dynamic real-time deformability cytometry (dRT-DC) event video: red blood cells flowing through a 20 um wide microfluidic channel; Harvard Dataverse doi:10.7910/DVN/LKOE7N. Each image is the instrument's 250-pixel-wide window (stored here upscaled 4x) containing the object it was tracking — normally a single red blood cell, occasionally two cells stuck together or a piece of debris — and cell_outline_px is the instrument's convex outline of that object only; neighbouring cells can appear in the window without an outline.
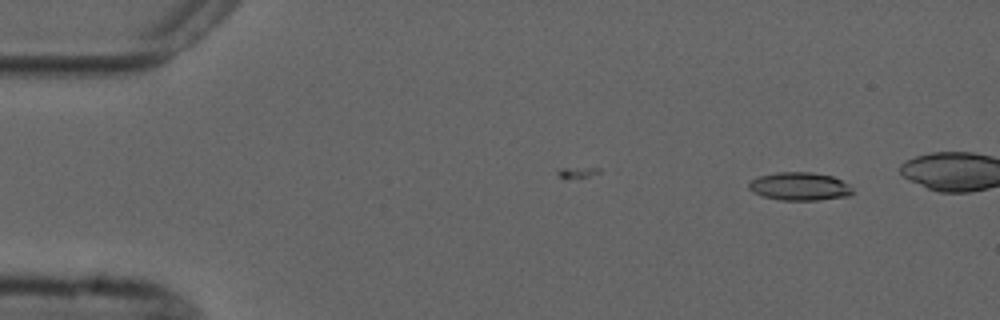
{"species": "common noctule bat (a hibernating species)", "species_latin": "Nyctalus noctula", "temperature_condition": "cold", "stored_images_in_passage": 3, "camera_frame_rate_fps": 3000, "um_per_image_px": 0.085, "animal": {"sex": "male", "forearm_length_mm": 52.5}, "frame": {"image": 1, "passage_image": 3, "time_ms": 3.0, "image_size_px": [1000, 320], "cell_outline_px": [[852, 196], [816, 200], [780, 200], [764, 196], [752, 192], [748, 188], [748, 184], [752, 180], [760, 176], [776, 172], [812, 172], [832, 176], [848, 184], [852, 188]], "centroid_in_image_um": [67.98, 15.84], "position_along_channel_um": 17.0, "area_um2": 16.99}}